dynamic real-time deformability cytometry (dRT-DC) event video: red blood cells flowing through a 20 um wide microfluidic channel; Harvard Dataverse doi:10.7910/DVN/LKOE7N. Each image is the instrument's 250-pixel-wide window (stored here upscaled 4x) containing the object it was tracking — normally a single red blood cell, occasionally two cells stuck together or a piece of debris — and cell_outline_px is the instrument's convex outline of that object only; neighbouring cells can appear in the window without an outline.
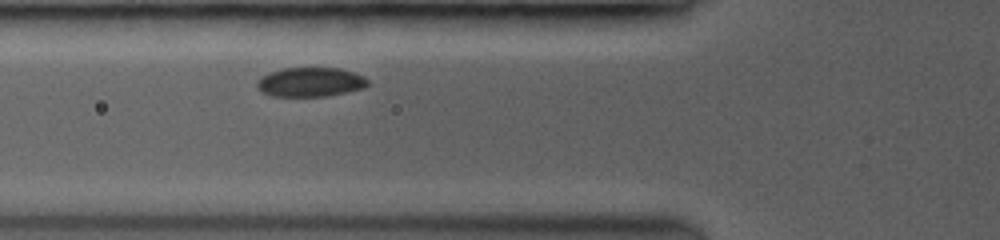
{"species": "common noctule bat (a hibernating species)", "species_latin": "Nyctalus noctula", "temperature_condition": "room temperature", "stored_images_in_passage": 4, "camera_frame_rate_fps": 3500, "um_per_image_px": 0.085, "animal": {"sex": "female", "body_mass_g": 19.0, "forearm_length_mm": 53.3}, "frame": {"image": 1, "passage_image": 4, "time_ms": 1.714, "image_size_px": [1000, 240], "cell_outline_px": [[368, 84], [364, 88], [324, 96], [272, 96], [264, 92], [256, 84], [268, 72], [284, 68], [340, 68], [364, 76], [368, 80]], "centroid_in_image_um": [26.41, 6.97], "position_along_channel_um": 99.4, "area_um2": 18.55}}